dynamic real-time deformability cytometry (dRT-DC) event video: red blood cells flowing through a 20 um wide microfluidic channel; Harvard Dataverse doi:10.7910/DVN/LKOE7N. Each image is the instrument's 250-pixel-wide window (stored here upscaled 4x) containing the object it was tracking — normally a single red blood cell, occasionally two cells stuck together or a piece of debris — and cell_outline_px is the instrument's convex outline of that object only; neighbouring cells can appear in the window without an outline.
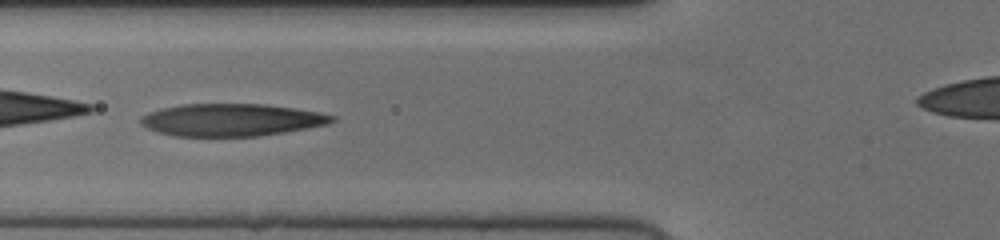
{"species": "human", "species_latin": "Homo sapiens", "temperature_condition": "cold", "stored_images_in_passage": 38, "camera_frame_rate_fps": 3000, "um_per_image_px": 0.085, "donor": {"sex": "female"}, "frame": {"image": 1, "passage_image": 11, "time_ms": 3.333, "image_size_px": [1000, 240], "cell_outline_px": [[336, 120], [328, 124], [284, 132], [256, 136], [176, 136], [160, 132], [148, 128], [140, 124], [140, 116], [160, 108], [184, 104], [264, 104], [292, 108], [316, 112], [336, 116]], "centroid_in_image_um": [19.65, 10.19], "position_along_channel_um": 106.2, "area_um2": 35.84}}
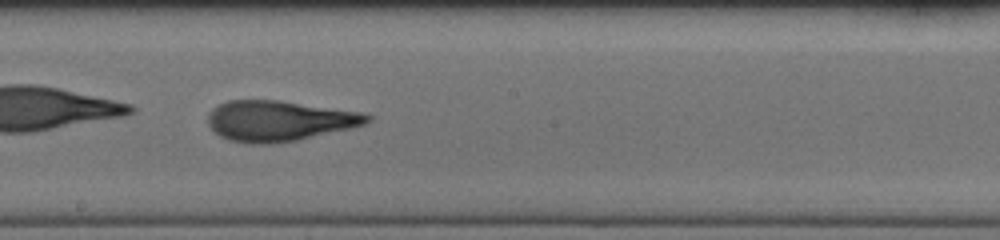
{"frame": {"image": 2, "passage_image": 20, "time_ms": 6.333, "image_size_px": [1000, 240], "cell_outline_px": [[372, 120], [364, 124], [348, 128], [296, 140], [272, 144], [248, 144], [232, 140], [220, 136], [208, 124], [208, 112], [212, 108], [228, 100], [280, 100], [356, 112], [372, 116]], "centroid_in_image_um": [23.65, 10.27], "position_along_channel_um": 224.5, "area_um2": 37.05}}
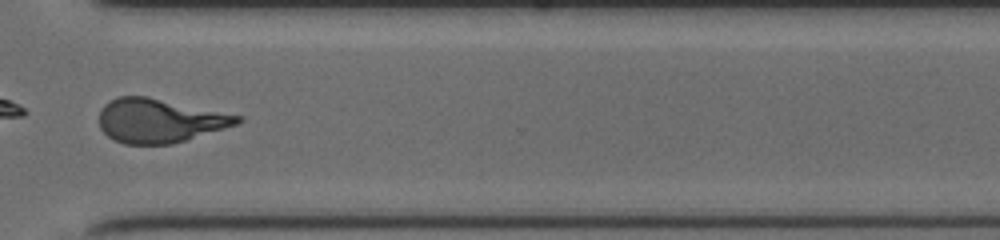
{"frame": {"image": 3, "passage_image": 30, "time_ms": 9.667, "image_size_px": [1000, 240], "cell_outline_px": [[244, 120], [236, 124], [224, 128], [172, 144], [124, 144], [108, 136], [100, 128], [100, 108], [104, 104], [116, 96], [148, 96], [240, 116]], "centroid_in_image_um": [13.51, 10.24], "position_along_channel_um": 357.1, "area_um2": 35.03}}